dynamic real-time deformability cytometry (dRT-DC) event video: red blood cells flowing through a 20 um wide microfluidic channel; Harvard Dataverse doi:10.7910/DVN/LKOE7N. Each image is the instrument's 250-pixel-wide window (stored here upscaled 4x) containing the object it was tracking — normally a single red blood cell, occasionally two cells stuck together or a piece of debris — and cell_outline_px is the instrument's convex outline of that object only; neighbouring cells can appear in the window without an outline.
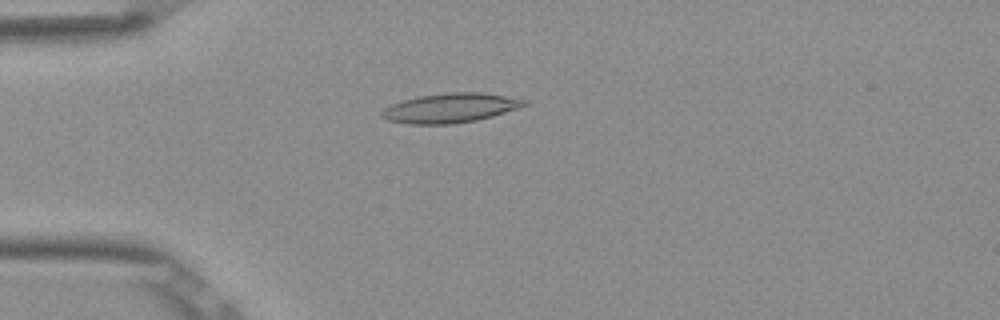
{"species": "Egyptian fruit bat (a non-hibernating species)", "species_latin": "Rousettus aegyptiacus", "temperature_condition": "room temperature", "stored_images_in_passage": 4, "camera_frame_rate_fps": 3000, "um_per_image_px": 0.085, "frame": {"image": 1, "passage_image": 4, "time_ms": 1.0, "image_size_px": [1000, 320], "cell_outline_px": [[528, 104], [520, 108], [492, 116], [476, 120], [452, 124], [408, 124], [388, 120], [380, 116], [380, 112], [384, 108], [392, 104], [404, 100], [420, 96], [448, 92], [480, 92], [528, 100]], "centroid_in_image_um": [38.28, 9.18], "position_along_channel_um": 46.7, "area_um2": 24.39}}